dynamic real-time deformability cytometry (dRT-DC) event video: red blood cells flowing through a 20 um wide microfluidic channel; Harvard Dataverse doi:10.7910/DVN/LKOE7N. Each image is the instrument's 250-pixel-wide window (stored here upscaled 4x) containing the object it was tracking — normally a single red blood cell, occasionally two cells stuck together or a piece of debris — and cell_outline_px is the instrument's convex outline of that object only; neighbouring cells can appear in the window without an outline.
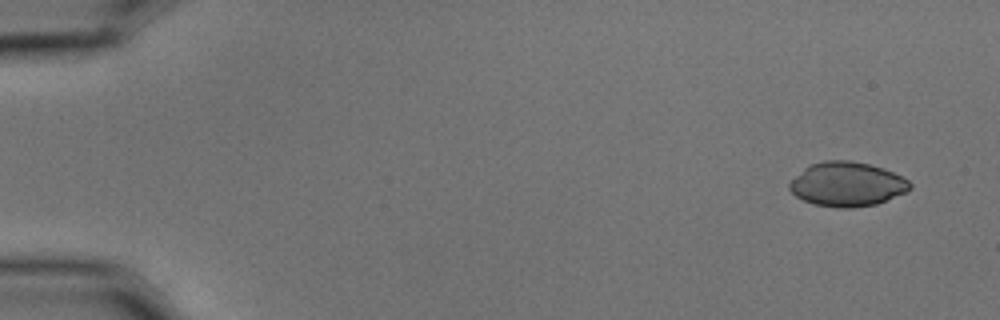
{"species": "common noctule bat (a hibernating species)", "species_latin": "Nyctalus noctula", "temperature_condition": "cold", "stored_images_in_passage": 5, "camera_frame_rate_fps": 3000, "um_per_image_px": 0.085, "animal": {"sex": "male", "body_mass_g": 15.6}, "frame": {"image": 1, "passage_image": 1, "time_ms": 0.0, "image_size_px": [1000, 320], "cell_outline_px": [[912, 188], [908, 192], [876, 204], [852, 208], [836, 208], [812, 204], [796, 196], [788, 188], [788, 184], [804, 168], [812, 164], [824, 160], [852, 160], [884, 168], [908, 180], [912, 184]], "centroid_in_image_um": [72.01, 15.66], "position_along_channel_um": 13.0, "area_um2": 31.27}}